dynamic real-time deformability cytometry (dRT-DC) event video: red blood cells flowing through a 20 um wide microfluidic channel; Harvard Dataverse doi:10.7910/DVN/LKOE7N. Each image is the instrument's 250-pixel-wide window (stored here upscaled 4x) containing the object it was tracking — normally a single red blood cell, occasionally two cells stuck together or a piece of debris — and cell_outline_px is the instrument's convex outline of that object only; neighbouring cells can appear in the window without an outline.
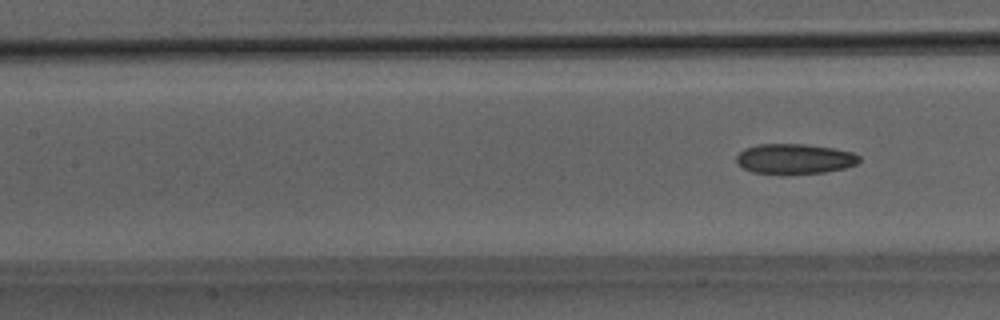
{"species": "Egyptian fruit bat (a non-hibernating species)", "species_latin": "Rousettus aegyptiacus", "temperature_condition": "room temperature", "stored_images_in_passage": 4, "camera_frame_rate_fps": 3000, "um_per_image_px": 0.085, "animal": {"sex": "male"}, "frame": {"image": 1, "passage_image": 4, "time_ms": 1.0, "image_size_px": [1000, 320], "cell_outline_px": [[860, 160], [856, 164], [844, 168], [824, 172], [752, 172], [744, 168], [736, 160], [736, 156], [744, 148], [756, 144], [804, 144], [832, 148], [852, 152], [860, 156]], "centroid_in_image_um": [67.55, 13.46], "position_along_channel_um": 139.9, "area_um2": 20.92}}